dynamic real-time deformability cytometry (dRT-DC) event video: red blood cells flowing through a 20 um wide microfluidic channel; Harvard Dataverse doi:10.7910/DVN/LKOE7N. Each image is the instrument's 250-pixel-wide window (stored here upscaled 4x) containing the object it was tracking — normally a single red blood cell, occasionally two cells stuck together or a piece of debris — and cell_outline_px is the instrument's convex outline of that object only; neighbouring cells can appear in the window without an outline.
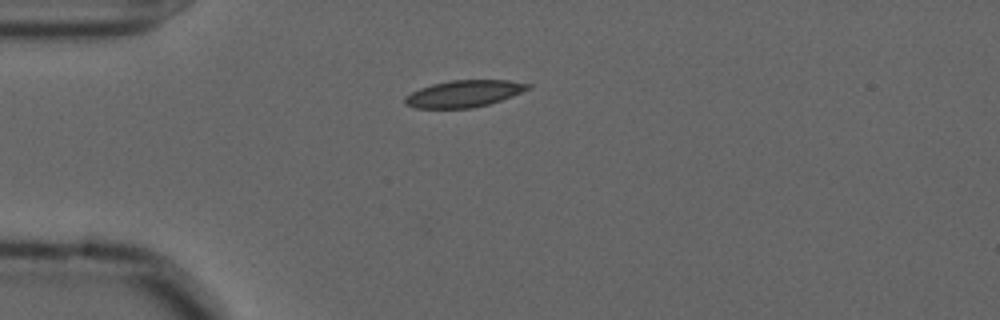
{"species": "common noctule bat (a hibernating species)", "species_latin": "Nyctalus noctula", "temperature_condition": "cold", "stored_images_in_passage": 43, "camera_frame_rate_fps": 3000, "um_per_image_px": 0.085, "animal": {"sex": "male", "forearm_length_mm": 52.5}, "frame": {"image": 1, "passage_image": 1, "time_ms": 0.0, "image_size_px": [1000, 320], "cell_outline_px": [[532, 88], [512, 96], [488, 104], [472, 108], [416, 108], [404, 104], [404, 96], [420, 88], [432, 84], [452, 80], [508, 80], [532, 84]], "centroid_in_image_um": [39.44, 7.96], "position_along_channel_um": 45.6, "area_um2": 19.25}}
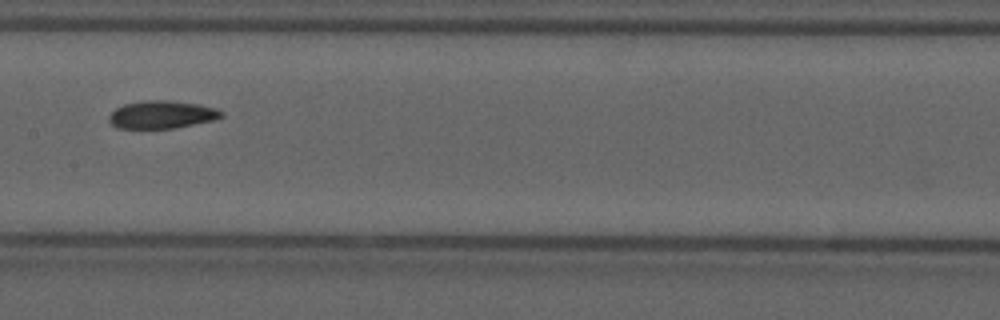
{"frame": {"image": 2, "passage_image": 15, "time_ms": 4.667, "image_size_px": [1000, 320], "cell_outline_px": [[224, 116], [212, 120], [172, 128], [116, 128], [108, 120], [108, 116], [116, 108], [124, 104], [140, 100], [168, 100], [200, 104], [216, 108], [224, 112]], "centroid_in_image_um": [13.74, 9.72], "position_along_channel_um": 193.7, "area_um2": 18.21}}
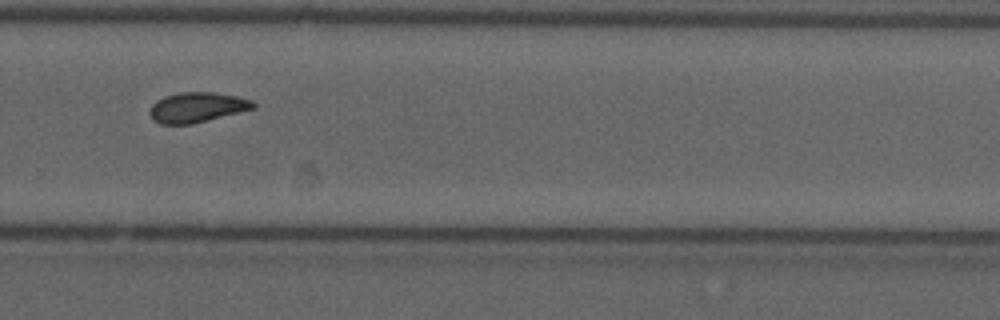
{"frame": {"image": 3, "passage_image": 25, "time_ms": 8.0, "image_size_px": [1000, 320], "cell_outline_px": [[256, 108], [192, 124], [160, 124], [152, 120], [148, 112], [152, 104], [156, 100], [164, 96], [180, 92], [212, 92], [236, 96], [252, 100], [256, 104]], "centroid_in_image_um": [16.72, 9.12], "position_along_channel_um": 313.1, "area_um2": 18.26}, "authors_computed_cell_mechanics": {"area_um2": 18.207, "velocity_mm_per_s": 3.5936, "shape_relaxation_time_tau1_ms": null, "shape_relaxation_time_tau2_ms": 3.0888, "deformation_change_tau1": null, "deformation_change_tau2": 0.0761}}